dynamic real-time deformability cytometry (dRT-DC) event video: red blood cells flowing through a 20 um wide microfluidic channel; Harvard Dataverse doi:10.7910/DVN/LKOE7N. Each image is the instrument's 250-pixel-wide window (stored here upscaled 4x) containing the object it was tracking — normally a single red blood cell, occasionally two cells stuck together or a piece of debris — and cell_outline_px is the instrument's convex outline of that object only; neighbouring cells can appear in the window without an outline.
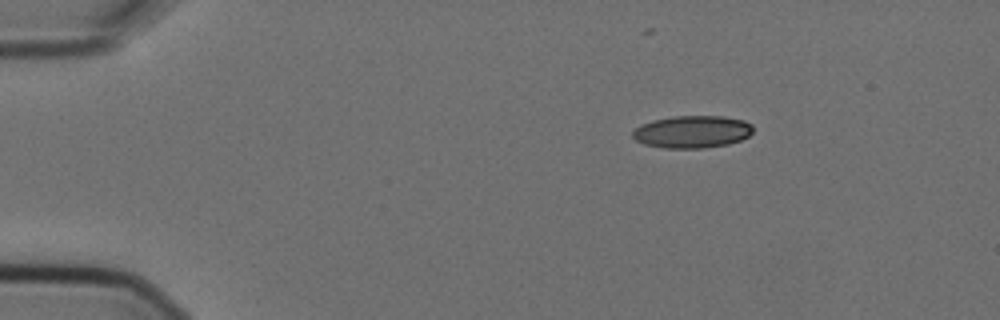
{"species": "Egyptian fruit bat (a non-hibernating species)", "species_latin": "Rousettus aegyptiacus", "temperature_condition": "cold", "stored_images_in_passage": 4, "camera_frame_rate_fps": 3000, "um_per_image_px": 0.085, "animal": {"sex": "female"}, "frame": {"image": 1, "passage_image": 1, "time_ms": 0.0, "image_size_px": [1000, 320], "cell_outline_px": [[752, 132], [748, 136], [740, 140], [728, 144], [704, 148], [664, 148], [644, 144], [636, 140], [632, 136], [632, 132], [640, 124], [652, 120], [672, 116], [724, 116], [744, 120], [752, 124]], "centroid_in_image_um": [58.83, 11.19], "position_along_channel_um": 26.2, "area_um2": 22.83}}
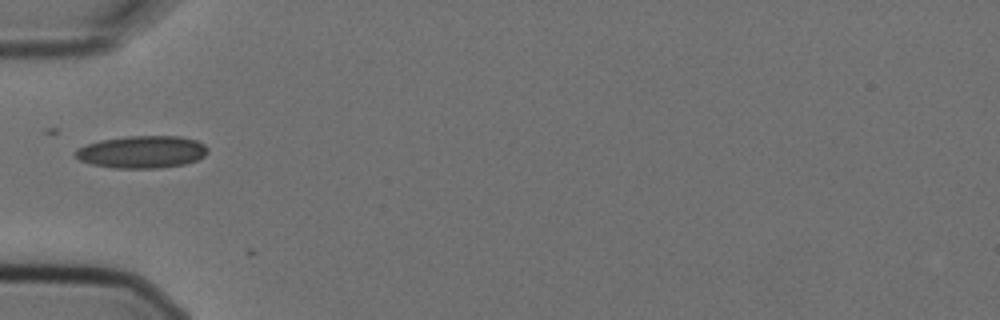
{"frame": {"image": 2, "passage_image": 4, "time_ms": 1.0, "image_size_px": [1000, 320], "cell_outline_px": [[208, 152], [204, 156], [196, 160], [184, 164], [160, 168], [112, 168], [92, 164], [80, 160], [76, 156], [76, 148], [100, 140], [128, 136], [180, 136], [196, 140], [204, 144], [208, 148]], "centroid_in_image_um": [12.09, 12.91], "position_along_channel_um": 72.9, "area_um2": 24.91}}